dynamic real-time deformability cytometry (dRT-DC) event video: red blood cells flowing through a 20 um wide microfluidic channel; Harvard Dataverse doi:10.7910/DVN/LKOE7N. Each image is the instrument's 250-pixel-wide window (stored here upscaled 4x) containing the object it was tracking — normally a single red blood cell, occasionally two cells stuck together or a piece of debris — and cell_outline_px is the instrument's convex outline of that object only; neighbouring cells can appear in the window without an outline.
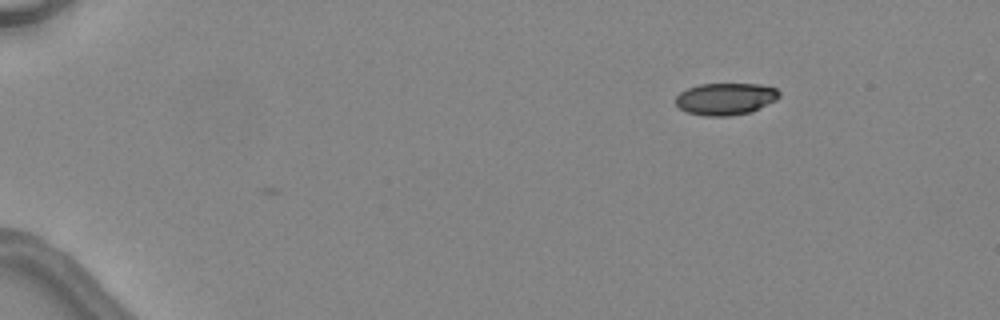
{"species": "common noctule bat (a hibernating species)", "species_latin": "Nyctalus noctula", "temperature_condition": "warm", "stored_images_in_passage": 3, "camera_frame_rate_fps": 3000, "um_per_image_px": 0.085, "animal": {"sex": "female", "body_mass_g": 24.6, "forearm_length_mm": 56.2}, "frame": {"image": 1, "passage_image": 1, "time_ms": 0.0, "image_size_px": [1000, 320], "cell_outline_px": [[780, 96], [776, 100], [752, 112], [728, 116], [704, 116], [688, 112], [680, 108], [676, 104], [676, 96], [680, 92], [688, 88], [700, 84], [760, 84], [776, 88], [780, 92]], "centroid_in_image_um": [61.69, 8.4], "position_along_channel_um": 23.3, "area_um2": 19.36}}
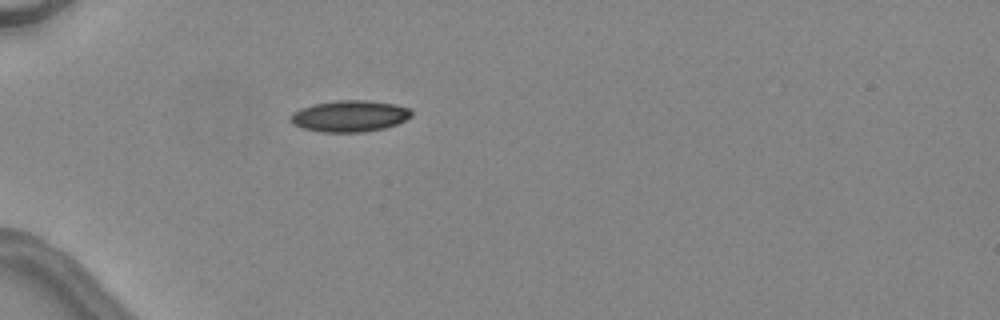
{"frame": {"image": 2, "passage_image": 3, "time_ms": 3.0, "image_size_px": [1000, 320], "cell_outline_px": [[412, 116], [396, 124], [384, 128], [364, 132], [320, 132], [304, 128], [292, 124], [288, 120], [288, 116], [292, 112], [300, 108], [312, 104], [340, 100], [368, 100], [396, 104], [412, 108]], "centroid_in_image_um": [29.7, 9.86], "position_along_channel_um": 55.3, "area_um2": 22.43}}